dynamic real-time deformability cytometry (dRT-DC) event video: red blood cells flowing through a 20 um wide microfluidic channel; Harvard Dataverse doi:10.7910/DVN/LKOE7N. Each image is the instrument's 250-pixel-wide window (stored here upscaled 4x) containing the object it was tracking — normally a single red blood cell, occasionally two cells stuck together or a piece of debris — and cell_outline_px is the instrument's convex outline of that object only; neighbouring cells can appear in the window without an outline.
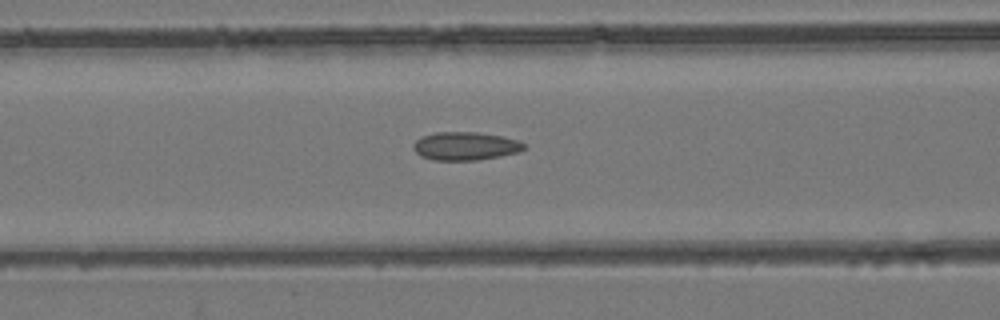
{"species": "common noctule bat (a hibernating species)", "species_latin": "Nyctalus noctula", "temperature_condition": "room temperature", "stored_images_in_passage": 47, "camera_frame_rate_fps": 3000, "um_per_image_px": 0.085, "animal": {"sex": "female", "body_mass_g": 24.6, "forearm_length_mm": 56.2}, "frame": {"image": 1, "passage_image": 22, "time_ms": 7.0, "image_size_px": [1000, 320], "cell_outline_px": [[528, 148], [520, 152], [500, 156], [476, 160], [432, 160], [420, 156], [412, 148], [412, 144], [416, 140], [424, 136], [436, 132], [476, 132], [500, 136], [520, 140]], "centroid_in_image_um": [39.57, 12.42], "position_along_channel_um": 127.0, "area_um2": 18.32}}
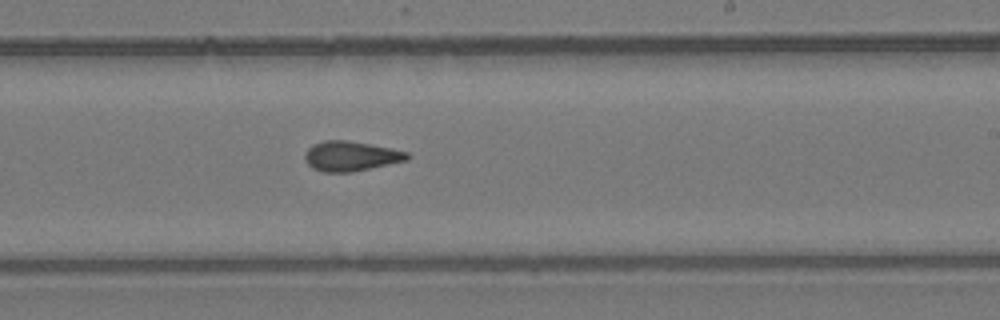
{"frame": {"image": 2, "passage_image": 32, "time_ms": 10.333, "image_size_px": [1000, 320], "cell_outline_px": [[412, 156], [408, 160], [352, 172], [324, 172], [312, 168], [304, 160], [304, 156], [308, 148], [312, 144], [324, 140], [344, 140], [392, 148], [408, 152]], "centroid_in_image_um": [29.82, 13.27], "position_along_channel_um": 259.2, "area_um2": 17.86}}
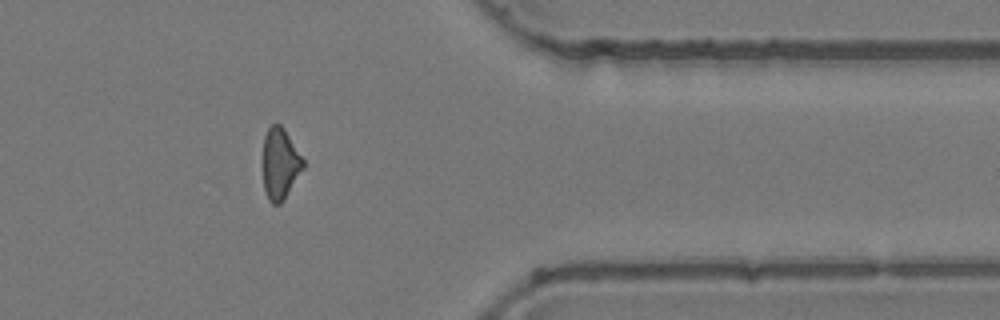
{"frame": {"image": 3, "passage_image": 43, "time_ms": 14.0, "image_size_px": [1000, 320], "cell_outline_px": [[304, 168], [284, 200], [280, 204], [272, 204], [268, 200], [264, 188], [260, 164], [264, 136], [268, 128], [276, 120], [284, 128], [304, 160]], "centroid_in_image_um": [23.76, 13.9], "position_along_channel_um": 387.6, "area_um2": 17.46}, "authors_computed_cell_mechanics": {"area_um2": 17.6868, "velocity_mm_per_s": 3.9641, "shape_relaxation_time_tau1_ms": null, "shape_relaxation_time_tau2_ms": 2.3921, "deformation_change_tau1": null, "deformation_change_tau2": 0.1092}}